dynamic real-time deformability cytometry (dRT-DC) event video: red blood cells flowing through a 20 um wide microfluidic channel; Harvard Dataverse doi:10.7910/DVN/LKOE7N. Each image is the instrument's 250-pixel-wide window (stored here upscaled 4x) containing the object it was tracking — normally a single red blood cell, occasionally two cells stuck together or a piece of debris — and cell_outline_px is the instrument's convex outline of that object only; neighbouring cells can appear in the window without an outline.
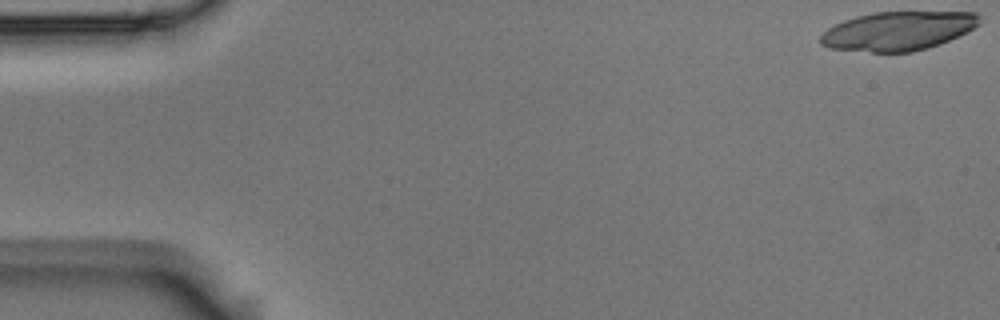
{"species": "Egyptian fruit bat (a non-hibernating species)", "species_latin": "Rousettus aegyptiacus", "temperature_condition": "room temperature", "stored_images_in_passage": 5, "camera_frame_rate_fps": 3000, "um_per_image_px": 0.085, "animal": {"sex": "male"}, "frame": {"image": 1, "passage_image": 1, "time_ms": 0.0, "image_size_px": [1000, 320], "cell_outline_px": [[984, 20], [980, 24], [940, 44], [928, 48], [912, 52], [872, 52], [828, 48], [820, 44], [820, 36], [828, 28], [844, 20], [856, 16], [872, 12], [976, 12], [984, 16]], "centroid_in_image_um": [76.35, 2.62], "position_along_channel_um": 8.7, "area_um2": 36.18}}